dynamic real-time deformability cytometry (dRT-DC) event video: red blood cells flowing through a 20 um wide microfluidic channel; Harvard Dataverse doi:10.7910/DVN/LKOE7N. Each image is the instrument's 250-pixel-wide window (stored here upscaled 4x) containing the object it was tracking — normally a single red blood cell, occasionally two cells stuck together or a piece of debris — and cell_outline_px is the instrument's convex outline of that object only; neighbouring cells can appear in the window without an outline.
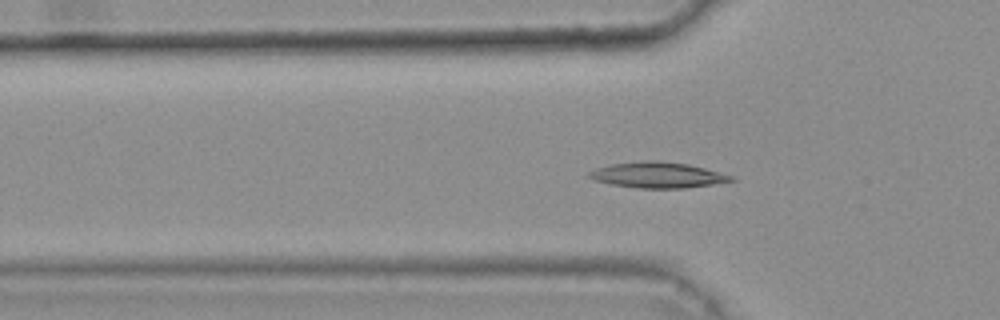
{"species": "common noctule bat (a hibernating species)", "species_latin": "Nyctalus noctula", "temperature_condition": "warm", "stored_images_in_passage": 44, "camera_frame_rate_fps": 3000, "um_per_image_px": 0.085, "animal": {"sex": "female", "body_mass_g": 25.1}, "frame": {"image": 1, "passage_image": 16, "time_ms": 5.0, "image_size_px": [1000, 320], "cell_outline_px": [[736, 180], [712, 184], [684, 188], [640, 188], [612, 184], [596, 180], [588, 176], [588, 172], [596, 168], [612, 164], [648, 160], [660, 160], [688, 164], [704, 168], [732, 176]], "centroid_in_image_um": [55.9, 14.87], "position_along_channel_um": 69.9, "area_um2": 20.98}}
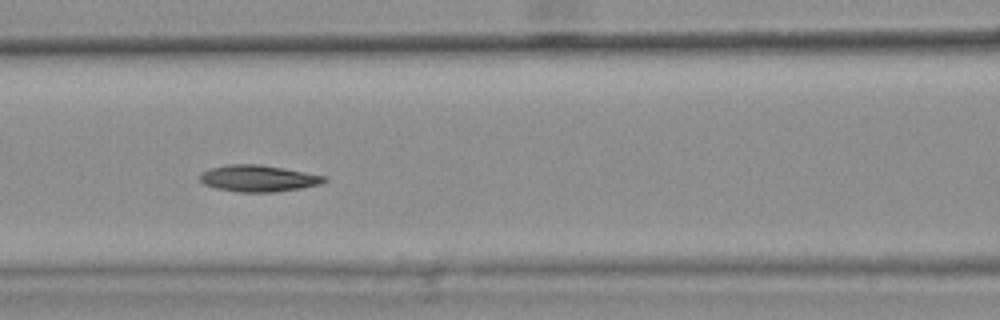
{"frame": {"image": 2, "passage_image": 22, "time_ms": 7.0, "image_size_px": [1000, 320], "cell_outline_px": [[328, 180], [320, 184], [300, 188], [276, 192], [240, 192], [216, 188], [204, 184], [200, 180], [200, 172], [212, 168], [228, 164], [260, 164], [284, 168], [328, 176]], "centroid_in_image_um": [21.98, 15.16], "position_along_channel_um": 144.6, "area_um2": 19.31}}
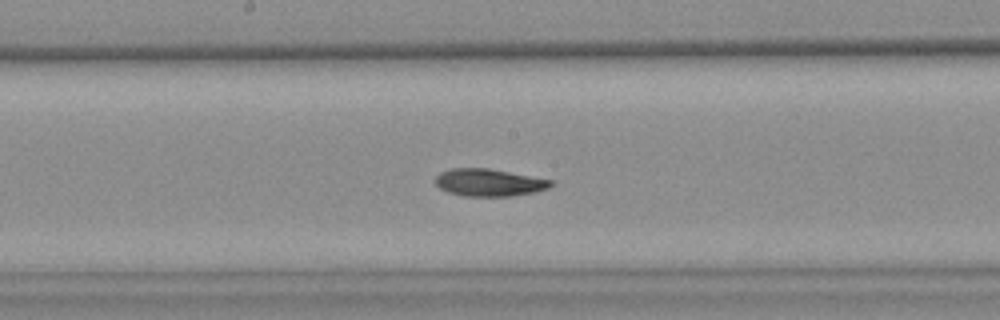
{"frame": {"image": 3, "passage_image": 27, "time_ms": 8.667, "image_size_px": [1000, 320], "cell_outline_px": [[556, 184], [548, 188], [536, 192], [512, 196], [464, 196], [448, 192], [440, 188], [436, 184], [436, 176], [440, 172], [448, 168], [488, 168], [552, 180]], "centroid_in_image_um": [41.58, 15.51], "position_along_channel_um": 206.6, "area_um2": 18.5}, "authors_computed_cell_mechanics": {"area_um2": 19.2185, "velocity_mm_per_s": 3.7309, "shape_relaxation_time_tau1_ms": null, "shape_relaxation_time_tau2_ms": 4.8845, "deformation_change_tau1": null, "deformation_change_tau2": 0.097}}